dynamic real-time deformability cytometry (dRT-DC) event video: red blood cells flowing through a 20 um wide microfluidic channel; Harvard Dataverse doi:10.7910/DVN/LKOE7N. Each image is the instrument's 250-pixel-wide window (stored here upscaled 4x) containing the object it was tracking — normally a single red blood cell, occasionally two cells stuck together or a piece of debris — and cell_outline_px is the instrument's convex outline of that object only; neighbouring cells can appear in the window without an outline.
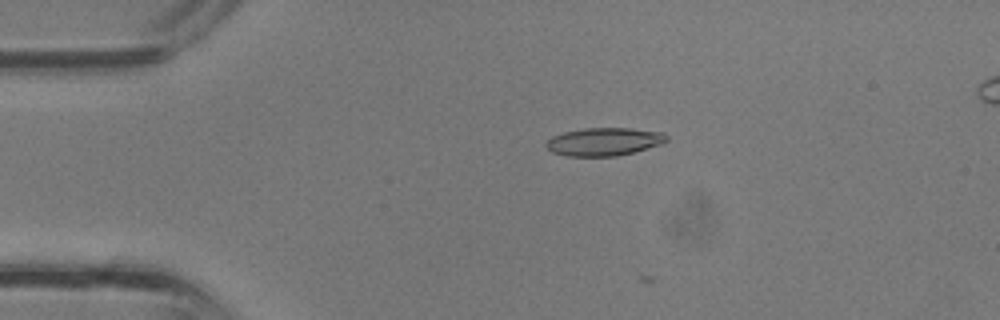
{"species": "common noctule bat (a hibernating species)", "species_latin": "Nyctalus noctula", "temperature_condition": "room temperature", "stored_images_in_passage": 13, "camera_frame_rate_fps": 3000, "um_per_image_px": 0.085, "animal": {"sex": "male", "body_mass_g": 13.3}, "frame": {"image": 1, "passage_image": 8, "time_ms": 2.333, "image_size_px": [1000, 320], "cell_outline_px": [[668, 140], [664, 144], [616, 156], [568, 156], [552, 152], [544, 144], [552, 136], [564, 132], [584, 128], [628, 128], [664, 132], [668, 136]], "centroid_in_image_um": [51.37, 12.04], "position_along_channel_um": 33.6, "area_um2": 19.71}}